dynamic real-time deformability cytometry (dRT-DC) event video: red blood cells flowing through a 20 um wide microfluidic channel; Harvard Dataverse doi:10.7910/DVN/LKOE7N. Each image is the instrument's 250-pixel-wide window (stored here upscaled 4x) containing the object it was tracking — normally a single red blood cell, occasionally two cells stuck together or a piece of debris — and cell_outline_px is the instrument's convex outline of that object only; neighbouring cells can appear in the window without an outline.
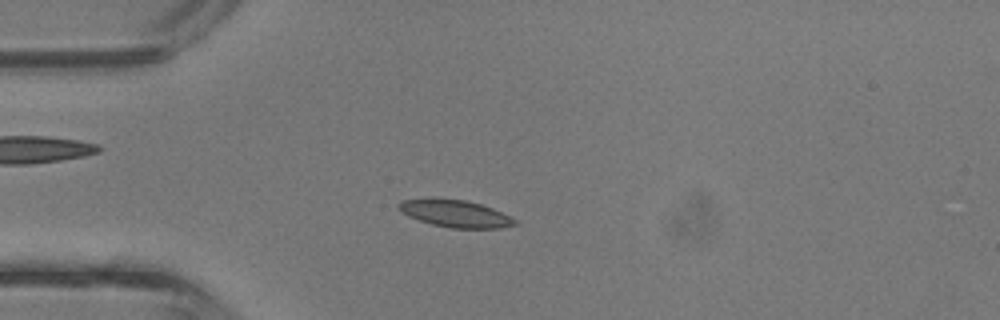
{"species": "common noctule bat (a hibernating species)", "species_latin": "Nyctalus noctula", "temperature_condition": "room temperature", "stored_images_in_passage": 39, "camera_frame_rate_fps": 3000, "um_per_image_px": 0.085, "animal": {"sex": "male", "body_mass_g": 13.3}, "frame": {"image": 1, "passage_image": 11, "time_ms": 3.333, "image_size_px": [1000, 320], "cell_outline_px": [[520, 224], [500, 228], [452, 228], [432, 224], [408, 216], [400, 212], [396, 208], [396, 204], [400, 200], [428, 196], [436, 196], [464, 200], [480, 204], [492, 208], [516, 220]], "centroid_in_image_um": [38.59, 18.11], "position_along_channel_um": 46.4, "area_um2": 18.96}}
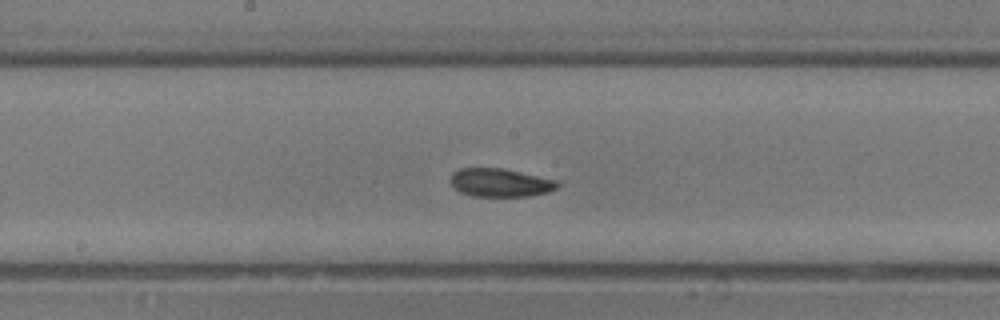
{"frame": {"image": 2, "passage_image": 22, "time_ms": 7.0, "image_size_px": [1000, 320], "cell_outline_px": [[560, 184], [556, 188], [548, 192], [528, 196], [472, 196], [460, 192], [448, 180], [452, 172], [460, 168], [500, 168], [556, 180]], "centroid_in_image_um": [42.47, 15.52], "position_along_channel_um": 205.7, "area_um2": 17.51}}
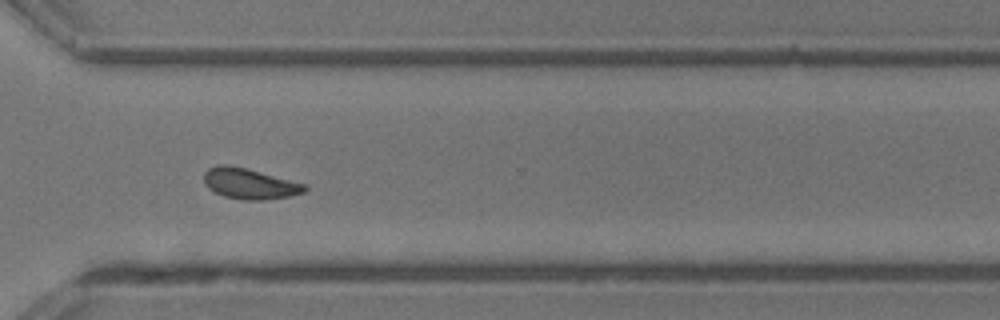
{"frame": {"image": 3, "passage_image": 31, "time_ms": 10.0, "image_size_px": [1000, 320], "cell_outline_px": [[308, 188], [304, 192], [288, 196], [264, 200], [244, 200], [224, 196], [208, 188], [204, 184], [204, 172], [208, 168], [220, 164], [228, 164], [248, 168], [308, 184]], "centroid_in_image_um": [21.23, 15.59], "position_along_channel_um": 349.4, "area_um2": 18.26}, "authors_computed_cell_mechanics": {"area_um2": 17.7446, "velocity_mm_per_s": 4.7973, "shape_relaxation_time_tau1_ms": null, "shape_relaxation_time_tau2_ms": 6.5889, "deformation_change_tau1": null, "deformation_change_tau2": 0.1234}}